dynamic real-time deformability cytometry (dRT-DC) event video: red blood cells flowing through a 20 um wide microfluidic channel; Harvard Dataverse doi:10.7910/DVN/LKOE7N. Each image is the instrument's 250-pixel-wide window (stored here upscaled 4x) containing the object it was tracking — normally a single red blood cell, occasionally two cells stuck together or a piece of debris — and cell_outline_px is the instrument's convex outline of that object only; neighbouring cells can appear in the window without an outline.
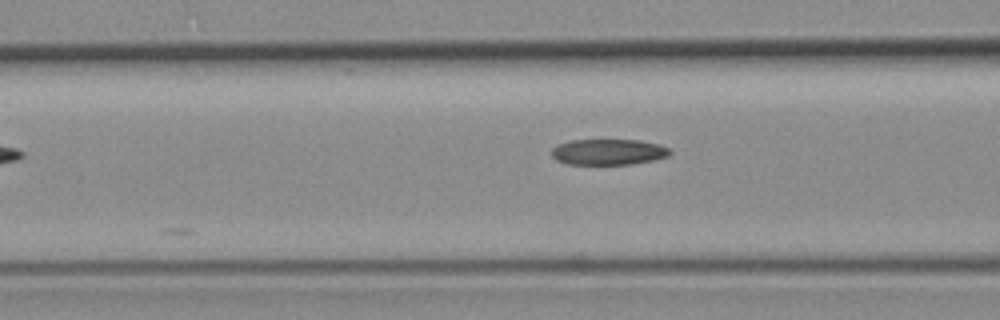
{"species": "common noctule bat (a hibernating species)", "species_latin": "Nyctalus noctula", "temperature_condition": "room temperature", "stored_images_in_passage": 9, "camera_frame_rate_fps": 3000, "um_per_image_px": 0.085, "animal": {"sex": "female", "body_mass_g": 19.3, "forearm_length_mm": 54.1}, "frame": {"image": 1, "passage_image": 6, "time_ms": 1.667, "image_size_px": [1000, 320], "cell_outline_px": [[672, 152], [668, 156], [652, 160], [632, 164], [568, 164], [556, 160], [552, 156], [552, 148], [560, 144], [572, 140], [640, 140], [660, 144], [668, 148]], "centroid_in_image_um": [51.73, 12.91], "position_along_channel_um": 114.9, "area_um2": 17.74}}
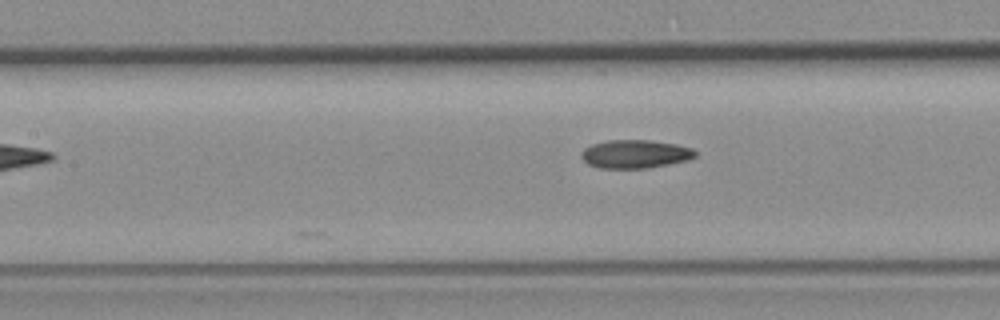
{"frame": {"image": 2, "passage_image": 9, "time_ms": 2.667, "image_size_px": [1000, 320], "cell_outline_px": [[696, 156], [688, 160], [668, 164], [644, 168], [600, 168], [588, 164], [580, 156], [580, 152], [584, 148], [592, 144], [608, 140], [652, 140], [676, 144], [692, 148], [696, 152]], "centroid_in_image_um": [53.97, 13.08], "position_along_channel_um": 153.4, "area_um2": 18.84}}